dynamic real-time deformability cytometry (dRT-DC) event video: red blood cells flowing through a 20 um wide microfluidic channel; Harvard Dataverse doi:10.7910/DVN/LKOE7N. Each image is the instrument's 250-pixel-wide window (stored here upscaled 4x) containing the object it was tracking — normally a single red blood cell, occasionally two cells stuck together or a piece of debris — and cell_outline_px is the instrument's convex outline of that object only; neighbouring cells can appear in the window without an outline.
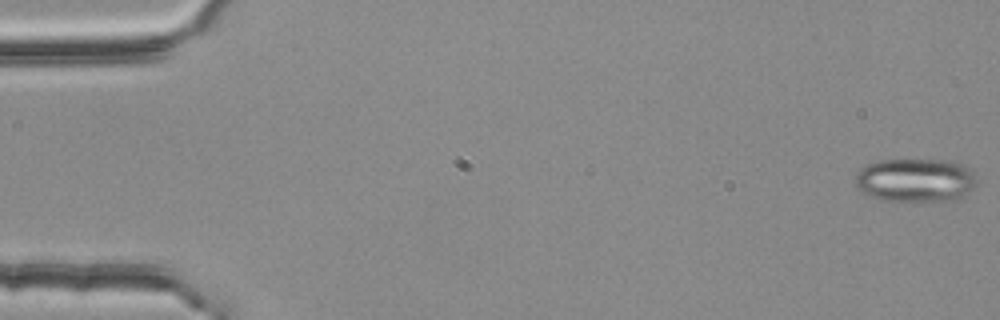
{"species": "common noctule bat (a hibernating species)", "species_latin": "Nyctalus noctula", "temperature_condition": "room temperature", "stored_images_in_passage": 10, "camera_frame_rate_fps": 3000, "um_per_image_px": 0.085, "animal": {"sex": "female", "body_mass_g": 25.1}, "frame": {"image": 1, "passage_image": 1, "time_ms": 0.0, "image_size_px": [1000, 320], "cell_outline_px": [[976, 184], [968, 192], [944, 200], [880, 200], [864, 192], [856, 184], [856, 172], [860, 168], [868, 164], [880, 160], [952, 160], [964, 164], [972, 168], [976, 176]], "centroid_in_image_um": [77.83, 15.27], "position_along_channel_um": 7.2, "area_um2": 30.46}}